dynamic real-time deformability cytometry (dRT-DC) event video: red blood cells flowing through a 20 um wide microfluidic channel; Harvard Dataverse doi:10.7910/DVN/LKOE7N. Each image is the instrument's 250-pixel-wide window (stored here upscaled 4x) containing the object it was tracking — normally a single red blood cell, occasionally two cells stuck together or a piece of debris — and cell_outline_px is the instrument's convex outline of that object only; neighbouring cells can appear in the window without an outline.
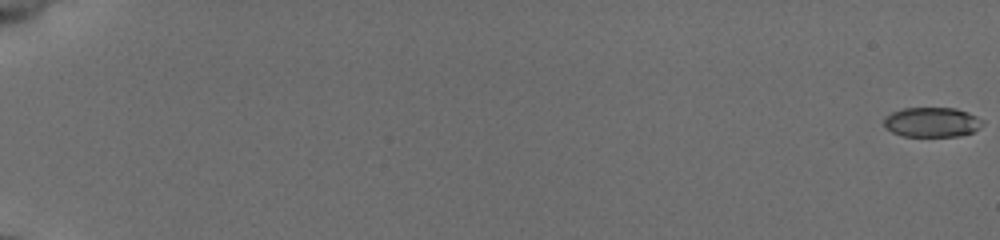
{"species": "common noctule bat (a hibernating species)", "species_latin": "Nyctalus noctula", "temperature_condition": "cold", "stored_images_in_passage": 56, "camera_frame_rate_fps": 3000, "um_per_image_px": 0.085, "animal": {"sex": "female", "body_mass_g": 19.5, "forearm_length_mm": 54.1}, "frame": {"image": 1, "passage_image": 1, "time_ms": 0.0, "image_size_px": [1000, 240], "cell_outline_px": [[984, 124], [980, 128], [972, 132], [960, 136], [904, 136], [892, 132], [884, 128], [884, 116], [892, 112], [904, 108], [956, 108], [968, 112], [984, 120]], "centroid_in_image_um": [79.22, 10.38], "position_along_channel_um": 5.8, "area_um2": 17.28}}
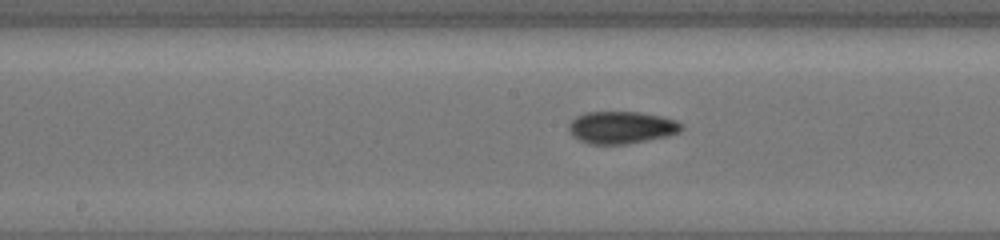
{"frame": {"image": 2, "passage_image": 32, "time_ms": 10.333, "image_size_px": [1000, 240], "cell_outline_px": [[684, 128], [680, 132], [668, 136], [624, 144], [588, 144], [572, 136], [568, 128], [568, 124], [576, 116], [584, 112], [640, 112], [664, 116], [676, 120], [684, 124]], "centroid_in_image_um": [52.85, 10.82], "position_along_channel_um": 195.4, "area_um2": 21.44}}
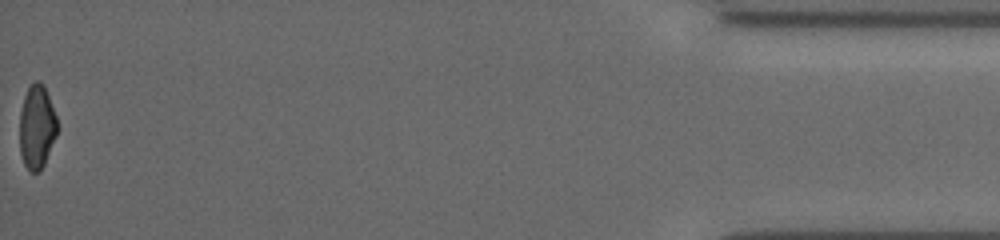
{"frame": {"image": 3, "passage_image": 56, "time_ms": 18.333, "image_size_px": [1000, 240], "cell_outline_px": [[56, 136], [44, 164], [36, 172], [32, 172], [24, 164], [20, 152], [20, 112], [24, 96], [28, 88], [36, 80], [40, 80], [44, 84], [56, 116]], "centroid_in_image_um": [3.12, 10.75], "position_along_channel_um": 432.1, "area_um2": 18.09}, "authors_computed_cell_mechanics": {"area_um2": 19.2474, "velocity_mm_per_s": 3.9571, "shape_relaxation_time_tau1_ms": null, "shape_relaxation_time_tau2_ms": 3.4505, "deformation_change_tau1": null, "deformation_change_tau2": 0.0872}}